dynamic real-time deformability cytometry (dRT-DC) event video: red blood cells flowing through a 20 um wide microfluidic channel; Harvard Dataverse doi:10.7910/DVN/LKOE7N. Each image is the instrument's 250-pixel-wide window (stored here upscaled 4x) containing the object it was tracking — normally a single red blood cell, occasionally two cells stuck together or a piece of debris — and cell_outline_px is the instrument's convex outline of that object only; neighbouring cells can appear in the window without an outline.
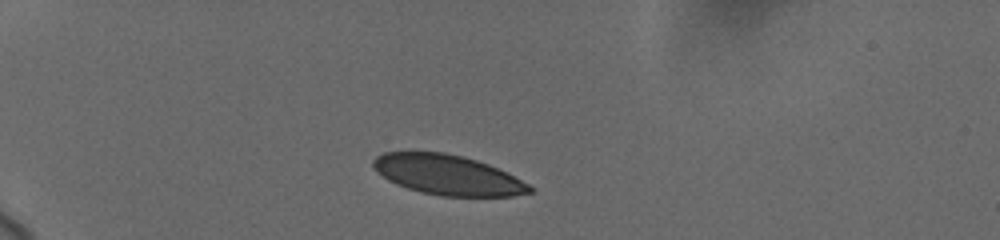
{"species": "human", "species_latin": "Homo sapiens", "temperature_condition": "cold", "stored_images_in_passage": 4, "camera_frame_rate_fps": 3000, "um_per_image_px": 0.085, "donor": {"sex": "female"}, "frame": {"image": 1, "passage_image": 1, "time_ms": 0.0, "image_size_px": [1000, 240], "cell_outline_px": [[536, 188], [532, 192], [512, 196], [440, 196], [420, 192], [396, 184], [388, 180], [376, 172], [372, 168], [372, 160], [376, 156], [384, 152], [444, 152], [476, 160], [488, 164]], "centroid_in_image_um": [38.0, 14.87], "position_along_channel_um": 47.0, "area_um2": 36.3}}
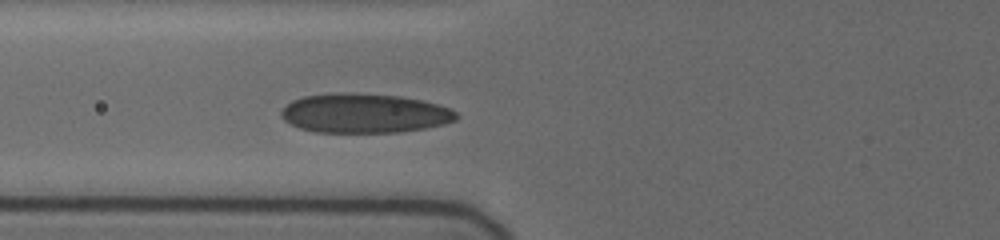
{"frame": {"image": 2, "passage_image": 4, "time_ms": 2.667, "image_size_px": [1000, 240], "cell_outline_px": [[460, 116], [456, 120], [444, 124], [424, 128], [400, 132], [316, 132], [300, 128], [284, 120], [280, 116], [280, 112], [292, 100], [304, 96], [340, 92], [344, 92], [400, 96], [420, 100], [436, 104], [448, 108], [456, 112]], "centroid_in_image_um": [30.97, 9.63], "position_along_channel_um": 94.8, "area_um2": 40.0}}